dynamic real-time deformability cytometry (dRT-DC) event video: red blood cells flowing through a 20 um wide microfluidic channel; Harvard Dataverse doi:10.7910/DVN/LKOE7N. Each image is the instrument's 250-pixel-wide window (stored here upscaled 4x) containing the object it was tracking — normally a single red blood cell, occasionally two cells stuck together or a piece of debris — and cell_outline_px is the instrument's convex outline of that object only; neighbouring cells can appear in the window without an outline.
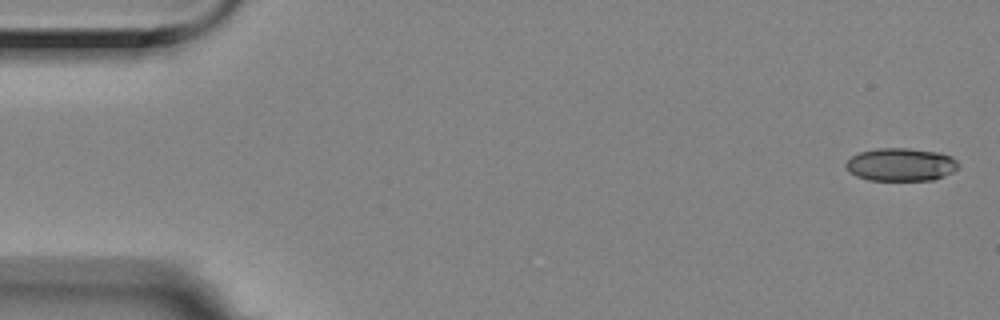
{"species": "Egyptian fruit bat (a non-hibernating species)", "species_latin": "Rousettus aegyptiacus", "temperature_condition": "room temperature", "stored_images_in_passage": 5, "camera_frame_rate_fps": 3000, "um_per_image_px": 0.085, "animal": {"sex": "female"}, "frame": {"image": 1, "passage_image": 1, "time_ms": 0.0, "image_size_px": [1000, 320], "cell_outline_px": [[960, 168], [944, 176], [932, 180], [868, 180], [856, 176], [844, 164], [852, 156], [860, 152], [876, 148], [908, 148], [940, 152], [952, 156], [960, 164]], "centroid_in_image_um": [76.62, 13.98], "position_along_channel_um": 8.4, "area_um2": 21.73}}
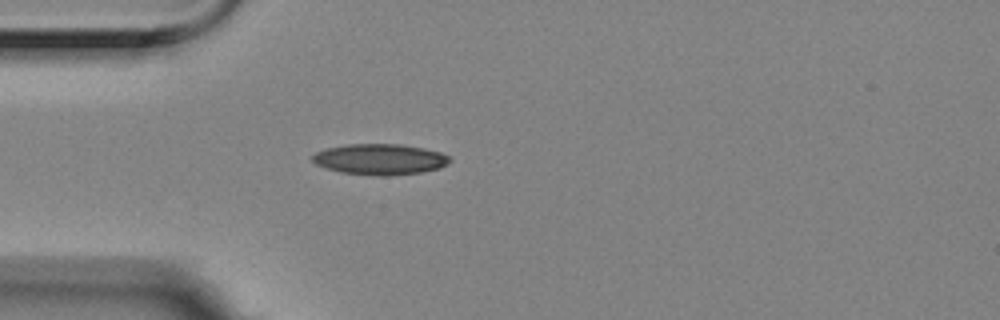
{"frame": {"image": 2, "passage_image": 5, "time_ms": 1.333, "image_size_px": [1000, 320], "cell_outline_px": [[452, 160], [440, 168], [420, 172], [388, 176], [376, 176], [340, 172], [316, 164], [312, 160], [312, 156], [316, 152], [328, 148], [348, 144], [400, 144], [424, 148], [440, 152], [448, 156]], "centroid_in_image_um": [32.31, 13.54], "position_along_channel_um": 52.7, "area_um2": 24.57}}